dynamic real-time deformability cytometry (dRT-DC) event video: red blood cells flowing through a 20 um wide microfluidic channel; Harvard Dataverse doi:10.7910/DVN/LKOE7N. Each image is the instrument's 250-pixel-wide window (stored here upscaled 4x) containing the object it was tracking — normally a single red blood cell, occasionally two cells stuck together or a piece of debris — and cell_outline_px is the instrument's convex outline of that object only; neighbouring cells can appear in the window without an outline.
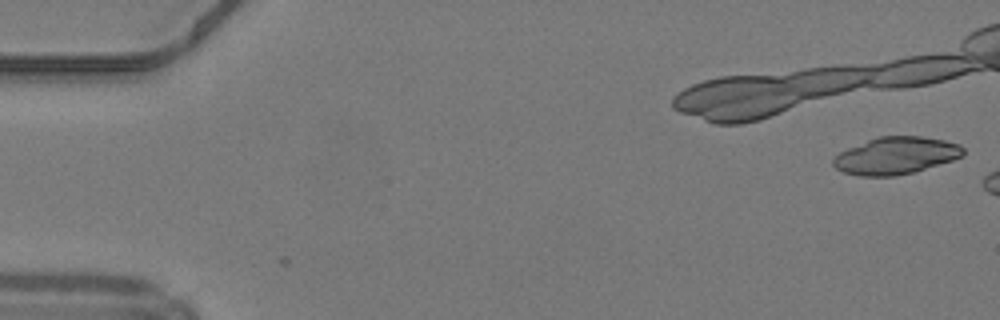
{"species": "common noctule bat (a hibernating species)", "species_latin": "Nyctalus noctula", "temperature_condition": "warm", "stored_images_in_passage": 2, "camera_frame_rate_fps": 3000, "um_per_image_px": 0.085, "animal": {"sex": "male", "body_mass_g": 19.2, "forearm_length_mm": 51.8}, "frame": {"image": 1, "passage_image": 2, "time_ms": 0.333, "image_size_px": [1000, 320], "cell_outline_px": [[964, 156], [952, 160], [912, 172], [892, 176], [860, 176], [844, 172], [836, 168], [832, 164], [832, 160], [840, 152], [848, 148], [876, 136], [920, 136], [944, 140], [960, 144], [964, 148]], "centroid_in_image_um": [76.15, 13.22], "position_along_channel_um": 8.9, "area_um2": 28.03}}